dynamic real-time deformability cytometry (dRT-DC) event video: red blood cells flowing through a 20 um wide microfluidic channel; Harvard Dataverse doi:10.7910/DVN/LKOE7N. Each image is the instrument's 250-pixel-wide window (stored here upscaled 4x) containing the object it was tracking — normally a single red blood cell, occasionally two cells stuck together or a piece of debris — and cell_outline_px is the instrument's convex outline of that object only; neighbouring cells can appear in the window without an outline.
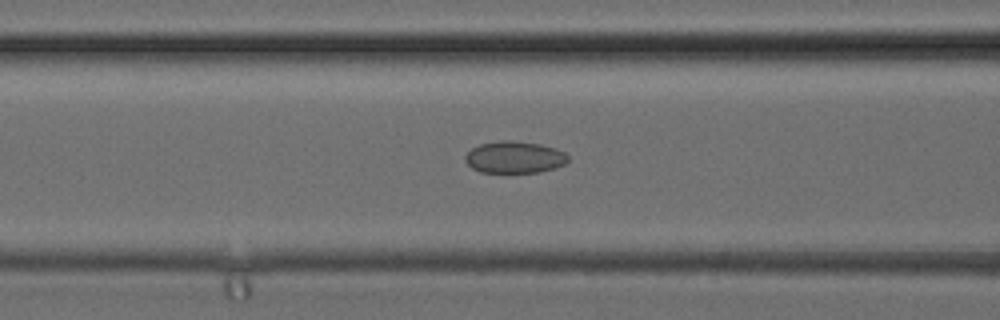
{"species": "common noctule bat (a hibernating species)", "species_latin": "Nyctalus noctula", "temperature_condition": "cold", "stored_images_in_passage": 35, "camera_frame_rate_fps": 3000, "um_per_image_px": 0.085, "animal": {"sex": "female", "body_mass_g": 24.6, "forearm_length_mm": 56.2}, "frame": {"image": 1, "passage_image": 13, "time_ms": 4.0, "image_size_px": [1000, 320], "cell_outline_px": [[568, 160], [564, 164], [540, 172], [480, 172], [472, 168], [464, 160], [464, 156], [472, 148], [480, 144], [500, 140], [512, 140], [540, 144], [556, 148], [564, 152], [568, 156]], "centroid_in_image_um": [43.71, 13.35], "position_along_channel_um": 122.9, "area_um2": 19.07}}
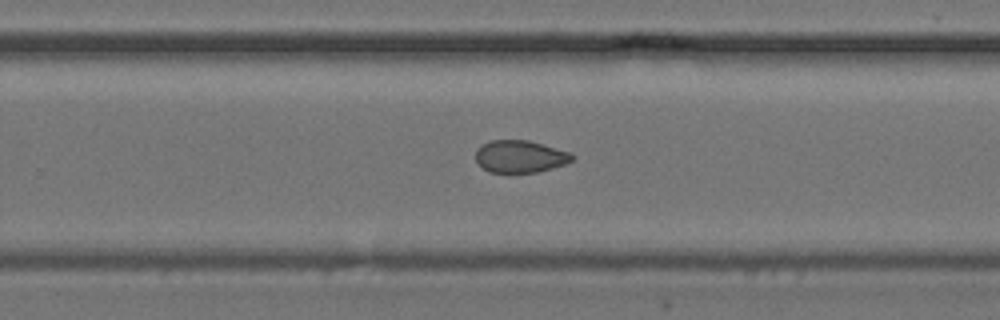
{"frame": {"image": 2, "passage_image": 22, "time_ms": 7.0, "image_size_px": [1000, 320], "cell_outline_px": [[576, 156], [572, 160], [564, 164], [552, 168], [536, 172], [488, 172], [476, 160], [476, 148], [480, 144], [488, 140], [528, 140], [568, 152]], "centroid_in_image_um": [44.17, 13.29], "position_along_channel_um": 285.6, "area_um2": 18.03}}
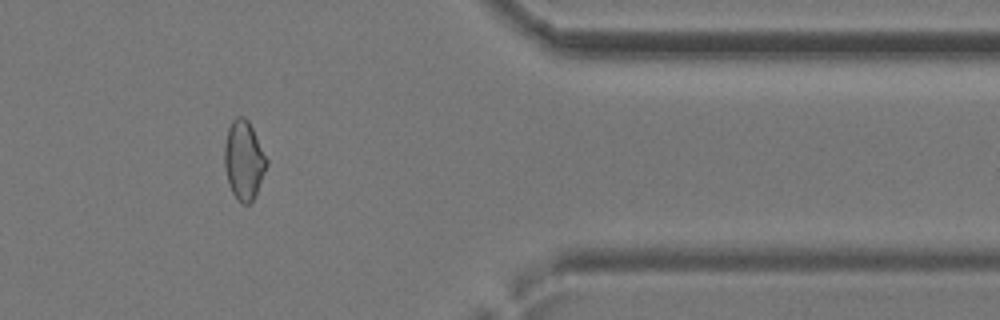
{"frame": {"image": 3, "passage_image": 29, "time_ms": 9.333, "image_size_px": [1000, 320], "cell_outline_px": [[268, 164], [256, 196], [248, 204], [240, 204], [232, 192], [228, 184], [224, 168], [224, 148], [228, 128], [232, 120], [236, 116], [244, 116], [248, 120], [268, 160]], "centroid_in_image_um": [20.72, 13.64], "position_along_channel_um": 390.7, "area_um2": 19.59}}